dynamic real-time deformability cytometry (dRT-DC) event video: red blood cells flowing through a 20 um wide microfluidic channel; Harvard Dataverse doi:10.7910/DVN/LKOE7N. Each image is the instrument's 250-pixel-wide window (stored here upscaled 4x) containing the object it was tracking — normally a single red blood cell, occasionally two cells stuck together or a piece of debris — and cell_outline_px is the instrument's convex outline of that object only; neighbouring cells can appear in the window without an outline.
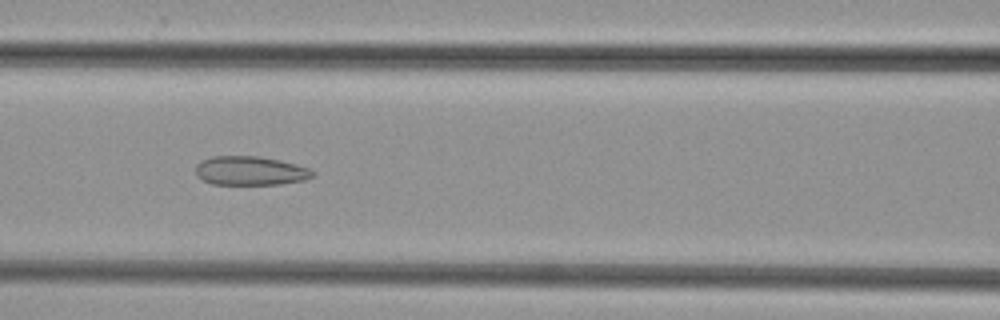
{"species": "common noctule bat (a hibernating species)", "species_latin": "Nyctalus noctula", "temperature_condition": "cold", "stored_images_in_passage": 31, "camera_frame_rate_fps": 3000, "um_per_image_px": 0.085, "animal": {"sex": "female", "body_mass_g": 29.2, "forearm_length_mm": 56.3}, "frame": {"image": 1, "passage_image": 9, "time_ms": 2.667, "image_size_px": [1000, 320], "cell_outline_px": [[316, 172], [312, 176], [304, 180], [280, 184], [212, 184], [196, 176], [196, 164], [200, 160], [212, 156], [260, 156], [280, 160], [296, 164], [308, 168]], "centroid_in_image_um": [21.25, 14.5], "position_along_channel_um": 145.3, "area_um2": 19.83}}
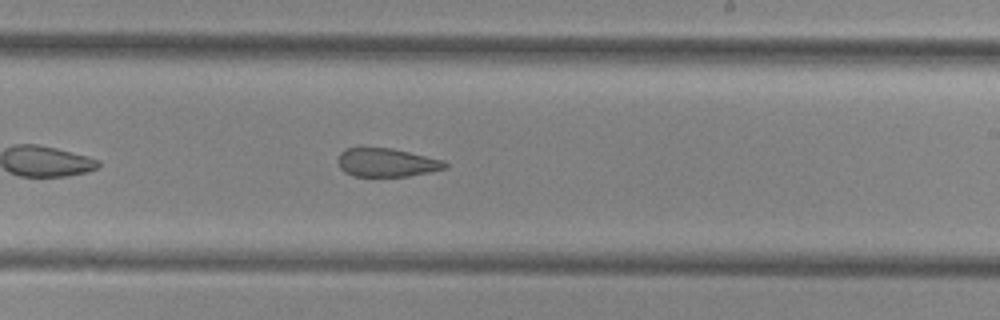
{"frame": {"image": 2, "passage_image": 17, "time_ms": 5.333, "image_size_px": [1000, 320], "cell_outline_px": [[448, 168], [432, 172], [408, 176], [352, 176], [344, 172], [340, 168], [336, 160], [340, 152], [344, 148], [392, 148], [444, 160], [448, 164]], "centroid_in_image_um": [32.86, 13.82], "position_along_channel_um": 256.1, "area_um2": 18.03}}
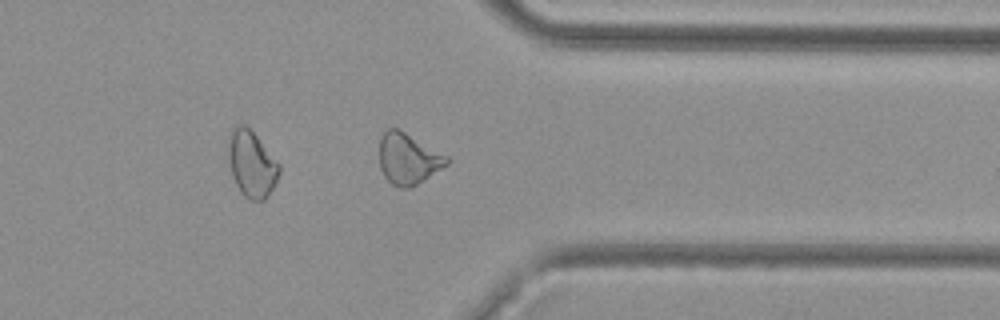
{"frame": {"image": 3, "passage_image": 26, "time_ms": 8.333, "image_size_px": [1000, 320], "cell_outline_px": [[452, 160], [448, 164], [416, 184], [408, 188], [400, 188], [392, 184], [384, 176], [380, 168], [380, 136], [388, 128], [400, 128], [448, 156]], "centroid_in_image_um": [34.69, 13.46], "position_along_channel_um": 376.7, "area_um2": 20.11}}